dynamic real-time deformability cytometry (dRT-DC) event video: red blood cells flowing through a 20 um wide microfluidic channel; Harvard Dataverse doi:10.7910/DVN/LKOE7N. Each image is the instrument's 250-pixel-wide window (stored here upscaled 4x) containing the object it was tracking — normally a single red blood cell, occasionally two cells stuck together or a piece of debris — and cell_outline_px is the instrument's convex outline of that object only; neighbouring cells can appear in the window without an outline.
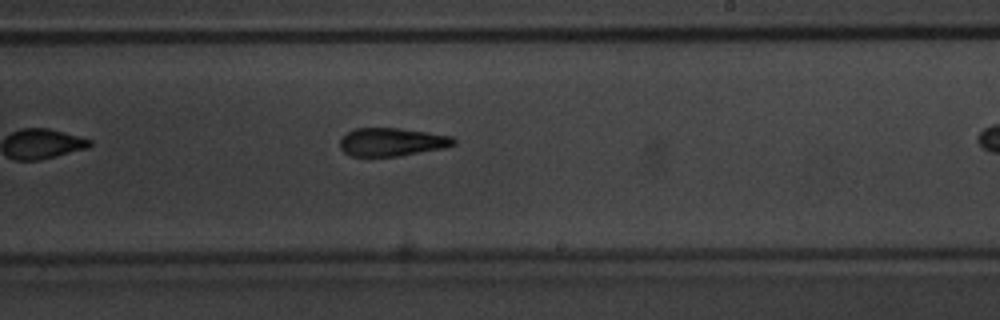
{"species": "common noctule bat (a hibernating species)", "species_latin": "Nyctalus noctula", "temperature_condition": "warm", "stored_images_in_passage": 25, "camera_frame_rate_fps": 3000, "um_per_image_px": 0.085, "animal": {"sex": "male", "body_mass_g": 20.1, "forearm_length_mm": 53.5}, "frame": {"image": 1, "passage_image": 15, "time_ms": 4.667, "image_size_px": [1000, 320], "cell_outline_px": [[456, 144], [444, 148], [400, 156], [352, 156], [344, 152], [340, 148], [340, 140], [348, 132], [356, 128], [400, 128], [452, 136], [456, 140]], "centroid_in_image_um": [33.33, 12.07], "position_along_channel_um": 255.7, "area_um2": 18.67}}